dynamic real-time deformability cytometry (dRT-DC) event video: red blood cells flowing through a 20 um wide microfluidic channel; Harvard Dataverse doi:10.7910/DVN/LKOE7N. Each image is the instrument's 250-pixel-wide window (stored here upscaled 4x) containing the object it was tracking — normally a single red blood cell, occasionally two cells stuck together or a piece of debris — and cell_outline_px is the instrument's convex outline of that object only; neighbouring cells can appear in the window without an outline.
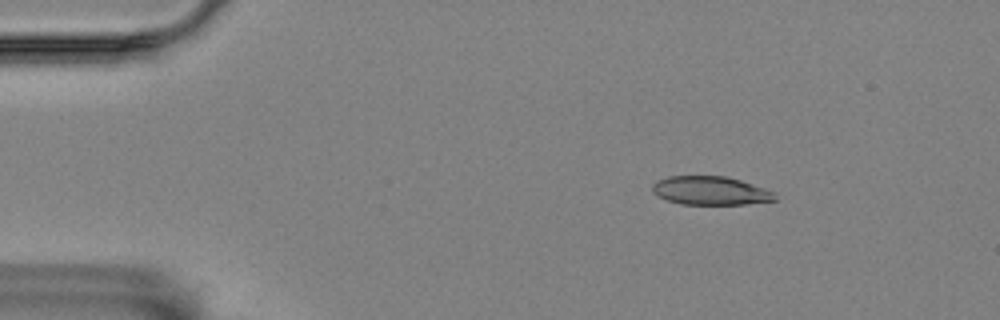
{"species": "Egyptian fruit bat (a non-hibernating species)", "species_latin": "Rousettus aegyptiacus", "temperature_condition": "room temperature", "stored_images_in_passage": 5, "camera_frame_rate_fps": 3000, "um_per_image_px": 0.085, "animal": {"sex": "female"}, "frame": {"image": 1, "passage_image": 2, "time_ms": 0.333, "image_size_px": [1000, 320], "cell_outline_px": [[776, 200], [744, 204], [680, 204], [656, 196], [652, 192], [652, 184], [656, 180], [668, 176], [724, 176], [740, 180], [764, 188], [772, 192], [776, 196]], "centroid_in_image_um": [60.33, 16.2], "position_along_channel_um": 24.7, "area_um2": 20.35}}
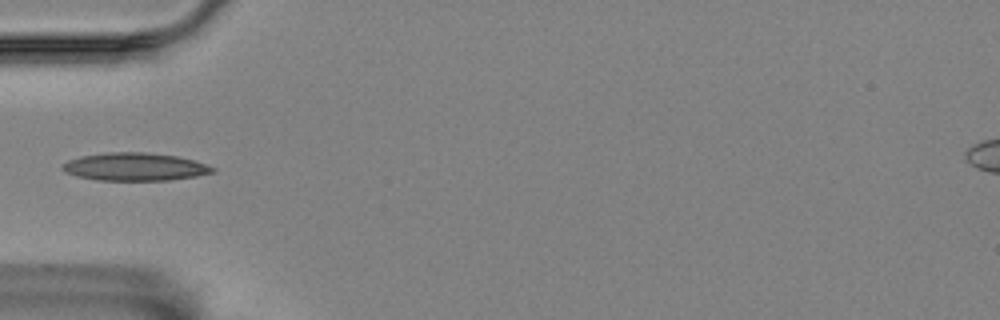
{"frame": {"image": 2, "passage_image": 5, "time_ms": 1.333, "image_size_px": [1000, 320], "cell_outline_px": [[216, 172], [196, 176], [168, 180], [96, 180], [76, 176], [64, 172], [60, 168], [68, 160], [80, 156], [108, 152], [144, 152], [176, 156], [192, 160], [216, 168]], "centroid_in_image_um": [11.43, 14.18], "position_along_channel_um": 73.6, "area_um2": 24.33}}